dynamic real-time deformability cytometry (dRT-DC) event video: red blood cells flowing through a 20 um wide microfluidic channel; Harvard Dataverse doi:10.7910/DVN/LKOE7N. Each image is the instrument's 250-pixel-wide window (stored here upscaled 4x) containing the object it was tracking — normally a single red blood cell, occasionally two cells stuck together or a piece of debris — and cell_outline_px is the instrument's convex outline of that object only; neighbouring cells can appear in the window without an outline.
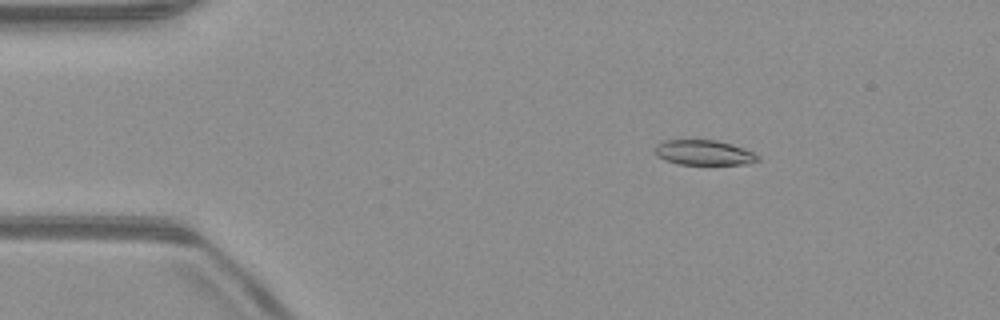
{"species": "common noctule bat (a hibernating species)", "species_latin": "Nyctalus noctula", "temperature_condition": "warm", "stored_images_in_passage": 47, "camera_frame_rate_fps": 3000, "um_per_image_px": 0.085, "animal": {"sex": "male", "body_mass_g": 23.1, "forearm_length_mm": 52.7}, "frame": {"image": 1, "passage_image": 4, "time_ms": 1.0, "image_size_px": [1000, 320], "cell_outline_px": [[760, 160], [748, 164], [680, 164], [664, 160], [656, 156], [652, 152], [656, 144], [664, 140], [716, 140], [732, 144], [744, 148], [760, 156]], "centroid_in_image_um": [59.8, 12.97], "position_along_channel_um": 25.2, "area_um2": 15.2}}
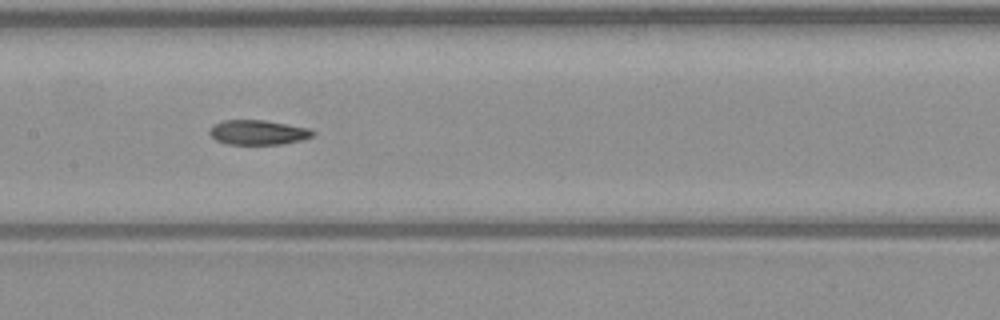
{"frame": {"image": 2, "passage_image": 21, "time_ms": 6.667, "image_size_px": [1000, 320], "cell_outline_px": [[316, 132], [312, 136], [300, 140], [280, 144], [228, 144], [216, 140], [208, 132], [212, 124], [224, 120], [264, 120], [312, 128]], "centroid_in_image_um": [21.93, 11.24], "position_along_channel_um": 185.5, "area_um2": 14.91}}
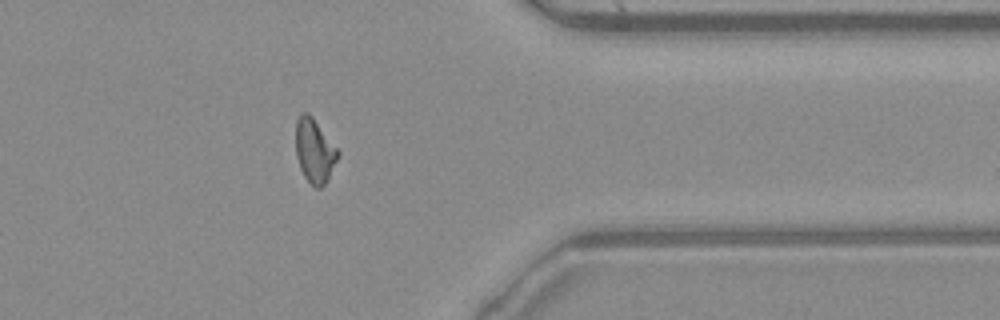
{"frame": {"image": 3, "passage_image": 37, "time_ms": 12.0, "image_size_px": [1000, 320], "cell_outline_px": [[340, 152], [324, 184], [320, 188], [316, 188], [304, 176], [300, 168], [296, 156], [296, 120], [300, 112], [308, 112], [312, 116]], "centroid_in_image_um": [26.7, 12.77], "position_along_channel_um": 384.7, "area_um2": 15.43}, "authors_computed_cell_mechanics": {"area_um2": 15.4326, "velocity_mm_per_s": 4.0274, "shape_relaxation_time_tau1_ms": null, "shape_relaxation_time_tau2_ms": 2.9164, "deformation_change_tau1": null, "deformation_change_tau2": 0.0864}}